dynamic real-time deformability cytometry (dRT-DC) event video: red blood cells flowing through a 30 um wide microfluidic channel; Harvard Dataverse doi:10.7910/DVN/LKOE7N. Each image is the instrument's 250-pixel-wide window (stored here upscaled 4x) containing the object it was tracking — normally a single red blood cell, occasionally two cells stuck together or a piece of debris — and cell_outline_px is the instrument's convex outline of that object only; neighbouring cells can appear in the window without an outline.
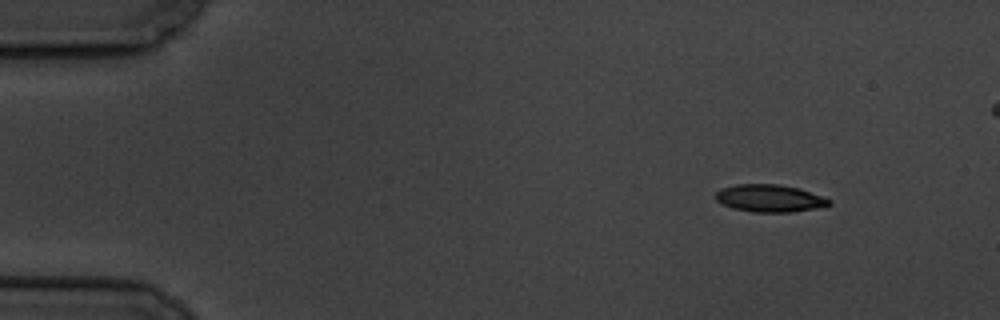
{"species": "common noctule bat (a hibernating species)", "species_latin": "Nyctalus noctula", "temperature_condition": "cold", "stored_images_in_passage": 5, "camera_frame_rate_fps": 3000, "um_per_image_px": 0.085, "animal": {"sex": "male", "body_mass_g": 19.5, "forearm_length_mm": 54.6}, "frame": {"image": 1, "passage_image": 1, "time_ms": 0.0, "image_size_px": [1000, 320], "cell_outline_px": [[832, 204], [816, 208], [792, 212], [752, 212], [732, 208], [720, 204], [716, 200], [716, 192], [720, 188], [736, 184], [776, 184], [800, 188], [832, 200]], "centroid_in_image_um": [65.39, 16.85], "position_along_channel_um": 19.6, "area_um2": 18.26}}